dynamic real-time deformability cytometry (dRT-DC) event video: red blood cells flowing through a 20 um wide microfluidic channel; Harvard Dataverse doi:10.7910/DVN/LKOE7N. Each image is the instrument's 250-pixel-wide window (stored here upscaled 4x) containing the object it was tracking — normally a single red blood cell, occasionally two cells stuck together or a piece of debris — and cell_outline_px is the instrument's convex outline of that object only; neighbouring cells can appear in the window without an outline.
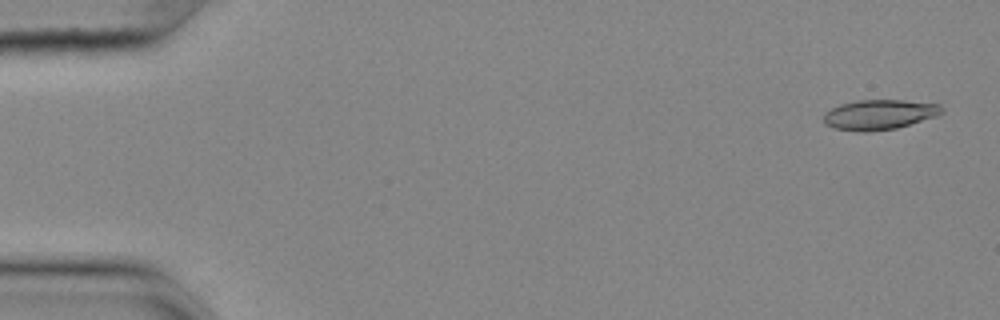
{"species": "common noctule bat (a hibernating species)", "species_latin": "Nyctalus noctula", "temperature_condition": "cold", "stored_images_in_passage": 53, "camera_frame_rate_fps": 3000, "um_per_image_px": 0.085, "animal": {"sex": "female", "body_mass_g": 25.1}, "frame": {"image": 1, "passage_image": 2, "time_ms": 0.333, "image_size_px": [1000, 320], "cell_outline_px": [[944, 112], [936, 116], [896, 128], [868, 132], [860, 132], [836, 128], [824, 124], [824, 112], [840, 104], [856, 100], [904, 100], [940, 104], [944, 108]], "centroid_in_image_um": [74.75, 9.73], "position_along_channel_um": 10.3, "area_um2": 20.69}}
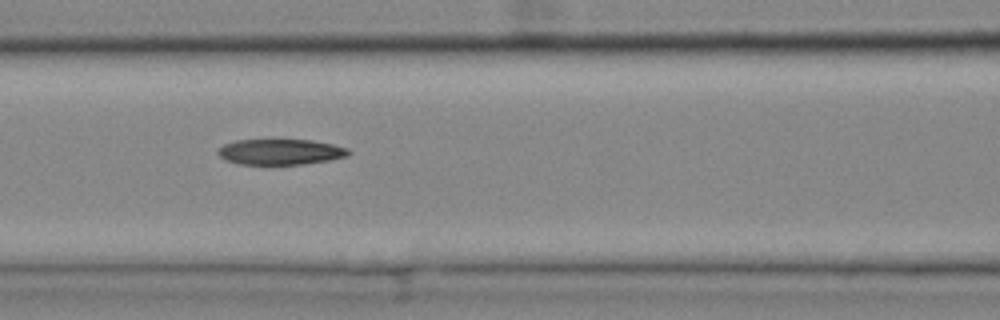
{"frame": {"image": 2, "passage_image": 24, "time_ms": 7.667, "image_size_px": [1000, 320], "cell_outline_px": [[352, 152], [348, 156], [328, 160], [304, 164], [240, 164], [224, 160], [216, 152], [224, 144], [236, 140], [312, 140], [332, 144], [348, 148]], "centroid_in_image_um": [23.84, 12.91], "position_along_channel_um": 142.8, "area_um2": 19.48}}
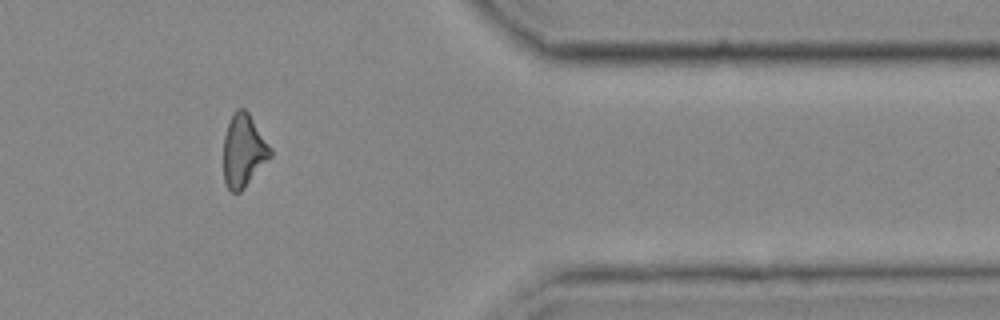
{"frame": {"image": 3, "passage_image": 46, "time_ms": 15.0, "image_size_px": [1000, 320], "cell_outline_px": [[272, 156], [244, 188], [240, 192], [232, 192], [228, 188], [224, 180], [224, 136], [228, 124], [236, 108], [244, 108], [248, 112], [272, 148]], "centroid_in_image_um": [20.71, 12.81], "position_along_channel_um": 390.7, "area_um2": 19.77}}